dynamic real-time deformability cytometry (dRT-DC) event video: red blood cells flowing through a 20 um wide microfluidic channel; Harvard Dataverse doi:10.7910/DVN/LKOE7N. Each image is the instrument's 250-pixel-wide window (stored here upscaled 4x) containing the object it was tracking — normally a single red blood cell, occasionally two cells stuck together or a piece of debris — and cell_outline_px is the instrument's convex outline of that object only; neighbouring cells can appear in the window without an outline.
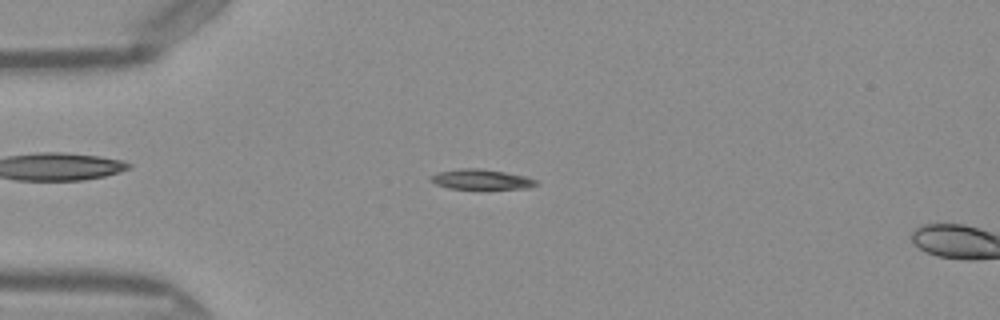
{"species": "Egyptian fruit bat (a non-hibernating species)", "species_latin": "Rousettus aegyptiacus", "temperature_condition": "warm", "stored_images_in_passage": 14, "camera_frame_rate_fps": 3000, "um_per_image_px": 0.085, "frame": {"image": 1, "passage_image": 12, "time_ms": 3.667, "image_size_px": [1000, 320], "cell_outline_px": [[540, 184], [528, 188], [448, 188], [436, 184], [428, 176], [440, 172], [460, 168], [480, 168], [504, 172], [524, 176], [536, 180]], "centroid_in_image_um": [40.91, 15.23], "position_along_channel_um": 44.1, "area_um2": 12.08}}